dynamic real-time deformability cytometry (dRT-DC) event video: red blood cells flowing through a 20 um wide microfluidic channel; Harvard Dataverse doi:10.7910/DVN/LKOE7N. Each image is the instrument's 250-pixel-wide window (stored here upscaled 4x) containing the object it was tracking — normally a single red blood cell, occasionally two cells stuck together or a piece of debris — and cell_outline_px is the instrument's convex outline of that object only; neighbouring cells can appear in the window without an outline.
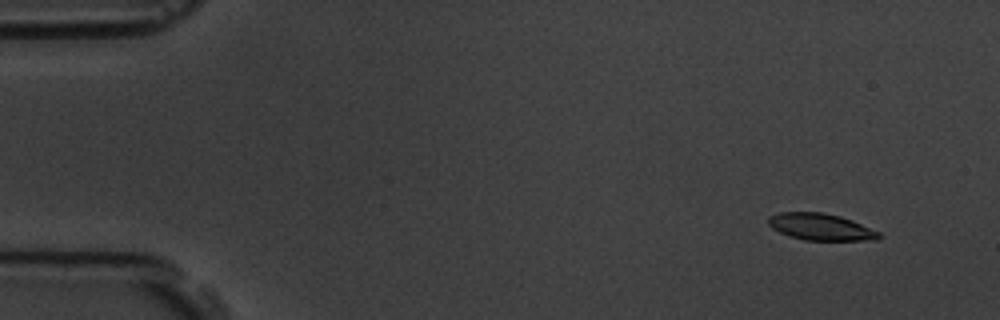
{"species": "common noctule bat (a hibernating species)", "species_latin": "Nyctalus noctula", "temperature_condition": "room temperature", "stored_images_in_passage": 6, "camera_frame_rate_fps": 3000, "um_per_image_px": 0.085, "animal": {"sex": "male", "body_mass_g": 19.5, "forearm_length_mm": 54.6}, "frame": {"image": 1, "passage_image": 1, "time_ms": 0.0, "image_size_px": [1000, 320], "cell_outline_px": [[884, 236], [876, 240], [804, 240], [788, 236], [772, 228], [768, 224], [768, 216], [780, 212], [824, 212], [840, 216], [852, 220], [880, 232]], "centroid_in_image_um": [69.77, 19.28], "position_along_channel_um": 15.2, "area_um2": 17.4}}
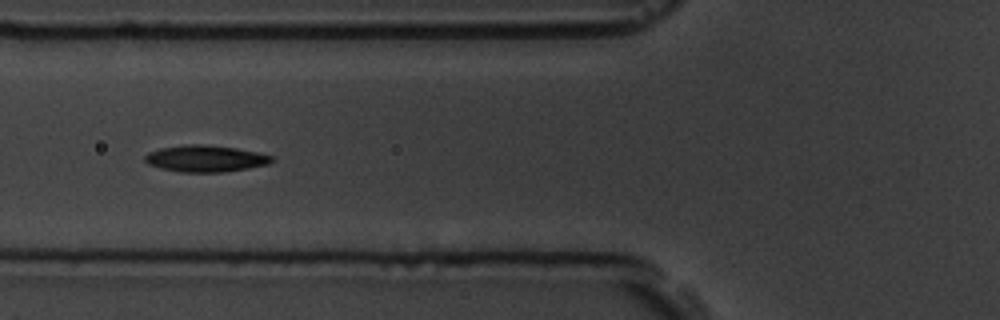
{"frame": {"image": 2, "passage_image": 6, "time_ms": 5.667, "image_size_px": [1000, 320], "cell_outline_px": [[272, 160], [268, 164], [248, 168], [224, 172], [180, 172], [160, 168], [148, 164], [144, 160], [144, 156], [148, 152], [160, 148], [184, 144], [208, 144], [236, 148], [256, 152], [272, 156]], "centroid_in_image_um": [17.41, 13.47], "position_along_channel_um": 108.4, "area_um2": 19.71}}